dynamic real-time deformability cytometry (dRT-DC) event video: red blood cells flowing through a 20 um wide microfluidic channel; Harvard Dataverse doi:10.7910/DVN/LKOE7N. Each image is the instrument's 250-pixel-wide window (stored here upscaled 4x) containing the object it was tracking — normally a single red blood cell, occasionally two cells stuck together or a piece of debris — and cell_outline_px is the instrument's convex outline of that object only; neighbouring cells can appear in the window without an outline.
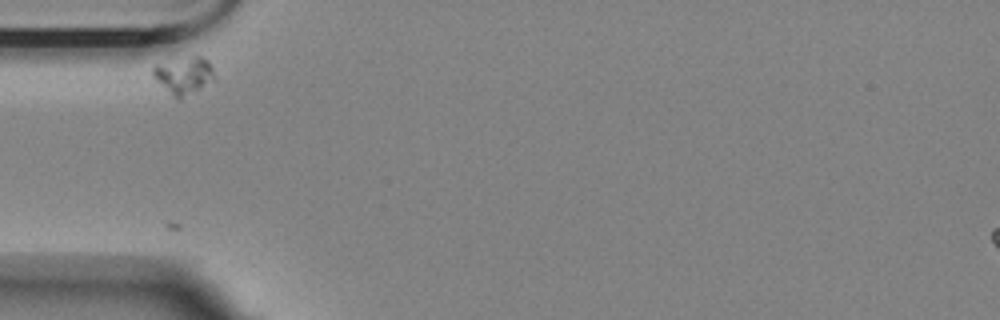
{"species": "Egyptian fruit bat (a non-hibernating species)", "species_latin": "Rousettus aegyptiacus", "temperature_condition": "room temperature", "stored_images_in_passage": 2, "camera_frame_rate_fps": 3000, "um_per_image_px": 0.085, "animal": {"sex": "female"}, "frame": {"image": 1, "passage_image": 1, "time_ms": 0.0, "image_size_px": [1000, 320], "cell_outline_px": [[216, 76], [200, 88], [180, 100], [152, 76], [152, 64], [196, 56], [200, 56], [208, 60], [212, 64]], "centroid_in_image_um": [15.63, 6.37], "position_along_channel_um": 69.4, "area_um2": 13.01}}